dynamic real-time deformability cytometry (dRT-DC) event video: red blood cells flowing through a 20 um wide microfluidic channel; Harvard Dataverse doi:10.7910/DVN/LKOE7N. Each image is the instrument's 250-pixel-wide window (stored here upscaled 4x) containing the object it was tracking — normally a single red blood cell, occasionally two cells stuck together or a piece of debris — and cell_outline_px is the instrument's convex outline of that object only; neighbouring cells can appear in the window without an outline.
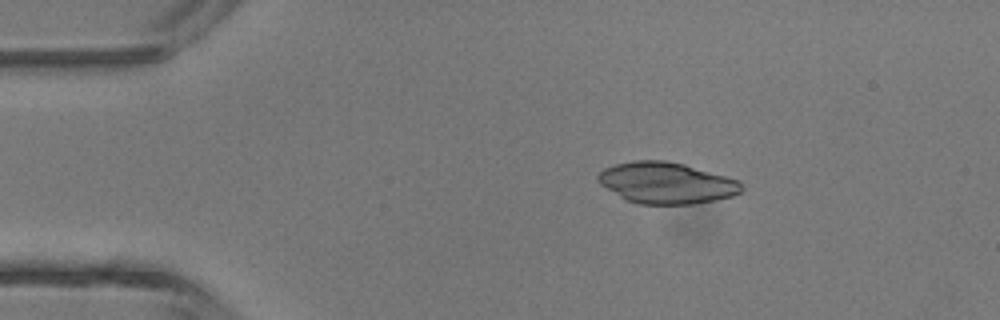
{"species": "common noctule bat (a hibernating species)", "species_latin": "Nyctalus noctula", "temperature_condition": "room temperature", "stored_images_in_passage": 3, "camera_frame_rate_fps": 3000, "um_per_image_px": 0.085, "animal": {"sex": "male", "body_mass_g": 13.3}, "frame": {"image": 1, "passage_image": 1, "time_ms": 0.0, "image_size_px": [1000, 320], "cell_outline_px": [[744, 188], [740, 192], [732, 196], [716, 200], [692, 204], [640, 204], [628, 200], [620, 196], [600, 184], [596, 180], [596, 176], [604, 168], [616, 164], [632, 160], [664, 160], [684, 164], [740, 180]], "centroid_in_image_um": [56.65, 15.54], "position_along_channel_um": 28.3, "area_um2": 34.56}}